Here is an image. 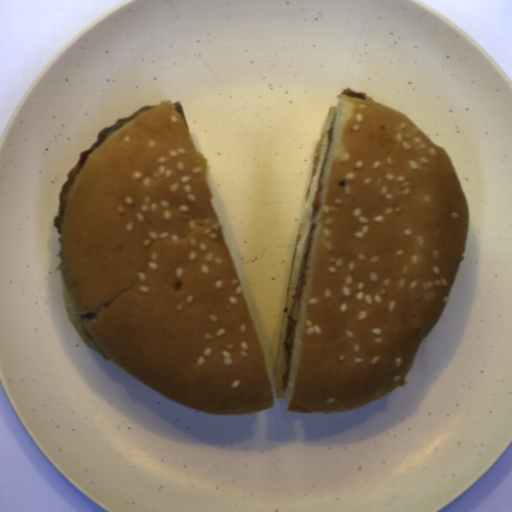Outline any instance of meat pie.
I'll return each instance as SVG.
<instances>
[{
  "label": "meat pie",
  "mask_w": 512,
  "mask_h": 512,
  "mask_svg": "<svg viewBox=\"0 0 512 512\" xmlns=\"http://www.w3.org/2000/svg\"><path fill=\"white\" fill-rule=\"evenodd\" d=\"M154 106L156 105H145L143 107H140L139 109L131 113L128 117H119L114 121V123L111 126H104L100 128L93 143L88 148L80 152L77 163L68 171L65 182L62 185L58 194V212L57 216L53 217L52 219L53 225L58 234H61L64 208L70 186L73 180L75 179L77 173L79 172L80 168L82 167L84 161L86 160L87 156L91 152H93L98 146H100L105 140H107L112 134H114L118 129L123 127L125 124L130 122L132 119L137 117L145 110L152 108Z\"/></svg>",
  "instance_id": "b5893723"
},
{
  "label": "meat pie",
  "mask_w": 512,
  "mask_h": 512,
  "mask_svg": "<svg viewBox=\"0 0 512 512\" xmlns=\"http://www.w3.org/2000/svg\"><path fill=\"white\" fill-rule=\"evenodd\" d=\"M295 326H296V322L292 320L291 315H290V317L286 323L285 336H284L285 352H286V370H285V373H281L282 385L280 388L282 390L286 389V387L289 383V379H290Z\"/></svg>",
  "instance_id": "c0bc52ac"
},
{
  "label": "meat pie",
  "mask_w": 512,
  "mask_h": 512,
  "mask_svg": "<svg viewBox=\"0 0 512 512\" xmlns=\"http://www.w3.org/2000/svg\"><path fill=\"white\" fill-rule=\"evenodd\" d=\"M315 228H316V225L311 222L310 227H309V232H308L306 248H305V252H304V255H303L304 267H303V273H302L300 289H299V292L293 298L301 297V295H302V293L304 291L303 286L305 284H308L307 281L305 280V272H306L307 267H308V258H309V254H310V250H311V246H312V242H313V233L315 231Z\"/></svg>",
  "instance_id": "742d133d"
},
{
  "label": "meat pie",
  "mask_w": 512,
  "mask_h": 512,
  "mask_svg": "<svg viewBox=\"0 0 512 512\" xmlns=\"http://www.w3.org/2000/svg\"><path fill=\"white\" fill-rule=\"evenodd\" d=\"M336 115H337V113L333 114L330 128L325 130V135L327 137V144H326V149H325L323 161H322V164H321V168H320V171H319L317 184L319 183V181L322 179V177L324 175V171H325V167H326V163H327V158H328V154H329L330 145H331L332 140L334 139V132H335V126H336Z\"/></svg>",
  "instance_id": "038a4eef"
},
{
  "label": "meat pie",
  "mask_w": 512,
  "mask_h": 512,
  "mask_svg": "<svg viewBox=\"0 0 512 512\" xmlns=\"http://www.w3.org/2000/svg\"><path fill=\"white\" fill-rule=\"evenodd\" d=\"M339 94H346L351 97H355V98L362 99V100H367V98H368L366 93L357 92L354 89H352L351 87H345L344 89L339 91Z\"/></svg>",
  "instance_id": "da49f01a"
},
{
  "label": "meat pie",
  "mask_w": 512,
  "mask_h": 512,
  "mask_svg": "<svg viewBox=\"0 0 512 512\" xmlns=\"http://www.w3.org/2000/svg\"><path fill=\"white\" fill-rule=\"evenodd\" d=\"M173 104H175V105L177 106L175 110L177 111V113H178V114H180L181 116H183L184 121H185V123H186L185 112H184V108H183V104H182V102H180V101H178V100H177V101H176V102H174Z\"/></svg>",
  "instance_id": "7a18547d"
}]
</instances>
